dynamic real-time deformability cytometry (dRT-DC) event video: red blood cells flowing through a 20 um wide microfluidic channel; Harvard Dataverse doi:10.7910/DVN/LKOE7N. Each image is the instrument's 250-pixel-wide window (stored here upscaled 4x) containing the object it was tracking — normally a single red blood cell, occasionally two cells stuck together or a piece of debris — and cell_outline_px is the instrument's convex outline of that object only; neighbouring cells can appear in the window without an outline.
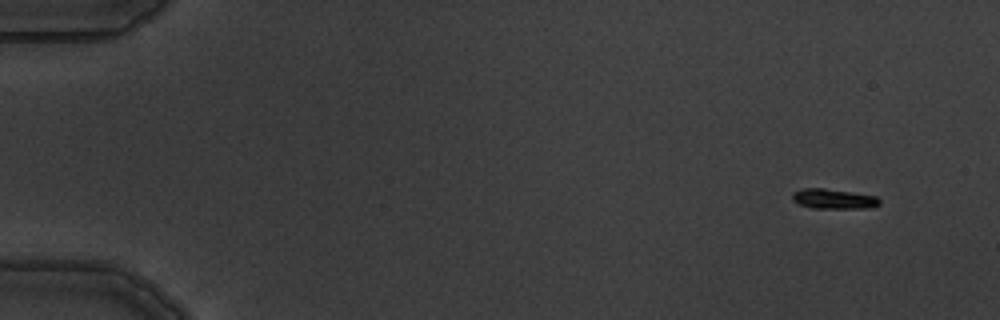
{"species": "common noctule bat (a hibernating species)", "species_latin": "Nyctalus noctula", "temperature_condition": "warm", "stored_images_in_passage": 5, "camera_frame_rate_fps": 3000, "um_per_image_px": 0.085, "animal": {"sex": "male", "body_mass_g": 19.5, "forearm_length_mm": 54.6}, "frame": {"image": 1, "passage_image": 2, "time_ms": 1.0, "image_size_px": [1000, 320], "cell_outline_px": [[880, 204], [868, 208], [812, 208], [800, 204], [792, 200], [792, 192], [804, 188], [824, 188], [876, 196], [880, 200]], "centroid_in_image_um": [70.83, 16.9], "position_along_channel_um": 14.2, "area_um2": 10.06}}